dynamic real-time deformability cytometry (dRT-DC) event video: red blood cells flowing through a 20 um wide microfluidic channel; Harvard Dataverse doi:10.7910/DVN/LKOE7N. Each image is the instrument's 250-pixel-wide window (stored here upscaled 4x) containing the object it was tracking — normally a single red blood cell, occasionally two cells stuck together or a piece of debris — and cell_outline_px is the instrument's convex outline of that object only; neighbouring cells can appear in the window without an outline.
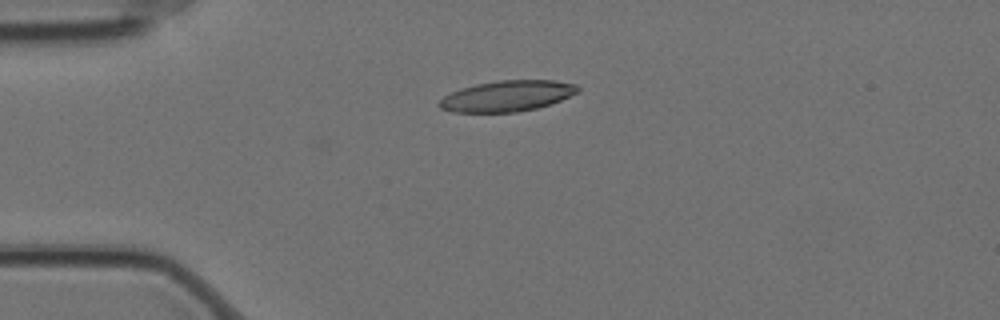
{"species": "Egyptian fruit bat (a non-hibernating species)", "species_latin": "Rousettus aegyptiacus", "temperature_condition": "cold", "stored_images_in_passage": 5, "camera_frame_rate_fps": 3000, "um_per_image_px": 0.085, "animal": {"sex": "female"}, "frame": {"image": 1, "passage_image": 5, "time_ms": 1.333, "image_size_px": [1000, 320], "cell_outline_px": [[580, 92], [560, 100], [536, 108], [516, 112], [452, 112], [440, 108], [436, 104], [444, 96], [460, 88], [476, 84], [500, 80], [556, 80], [576, 84], [580, 88]], "centroid_in_image_um": [43.11, 8.15], "position_along_channel_um": 41.9, "area_um2": 24.91}}